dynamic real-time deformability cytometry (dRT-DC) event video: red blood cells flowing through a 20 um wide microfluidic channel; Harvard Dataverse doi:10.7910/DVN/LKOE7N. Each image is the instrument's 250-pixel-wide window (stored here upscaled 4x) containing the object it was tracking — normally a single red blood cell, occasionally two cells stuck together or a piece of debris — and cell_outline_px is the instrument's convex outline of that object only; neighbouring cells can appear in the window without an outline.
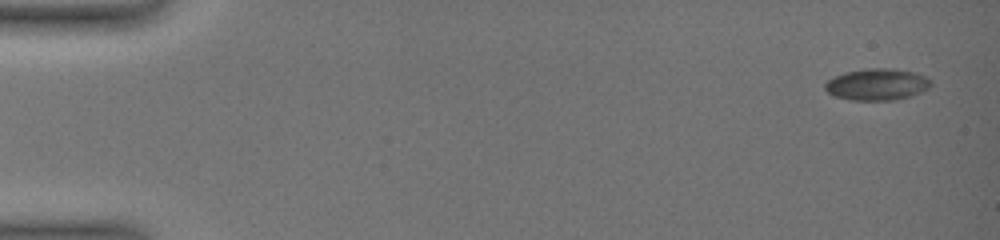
{"species": "common noctule bat (a hibernating species)", "species_latin": "Nyctalus noctula", "temperature_condition": "warm", "stored_images_in_passage": 7, "camera_frame_rate_fps": 3000, "um_per_image_px": 0.085, "animal": {"sex": "female", "body_mass_g": 19.0, "forearm_length_mm": 51.5}, "frame": {"image": 1, "passage_image": 1, "time_ms": 0.0, "image_size_px": [1000, 240], "cell_outline_px": [[932, 84], [928, 88], [920, 92], [896, 100], [852, 100], [836, 96], [828, 92], [824, 88], [824, 84], [828, 80], [844, 72], [864, 68], [892, 68], [916, 72], [932, 80]], "centroid_in_image_um": [74.56, 7.16], "position_along_channel_um": 10.4, "area_um2": 19.54}}
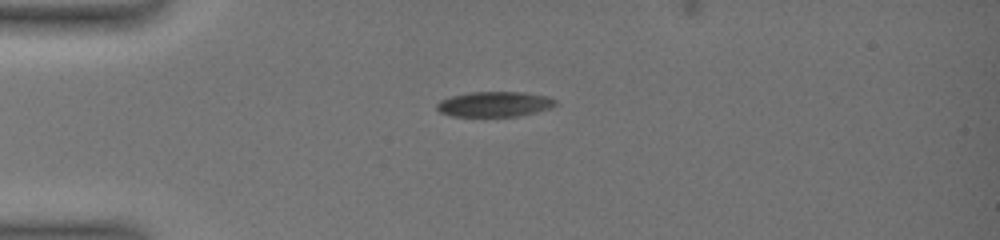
{"frame": {"image": 2, "passage_image": 5, "time_ms": 4.333, "image_size_px": [1000, 240], "cell_outline_px": [[556, 104], [552, 108], [520, 116], [452, 116], [440, 112], [436, 108], [436, 104], [440, 100], [452, 96], [472, 92], [524, 92], [548, 96], [556, 100]], "centroid_in_image_um": [42.06, 8.85], "position_along_channel_um": 42.9, "area_um2": 17.46}}